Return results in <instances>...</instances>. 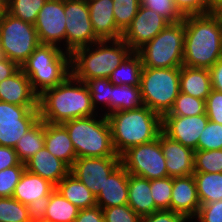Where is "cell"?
Listing matches in <instances>:
<instances>
[{
	"label": "cell",
	"mask_w": 222,
	"mask_h": 222,
	"mask_svg": "<svg viewBox=\"0 0 222 222\" xmlns=\"http://www.w3.org/2000/svg\"><path fill=\"white\" fill-rule=\"evenodd\" d=\"M39 116L44 122L62 124L65 121L98 114L92 106L85 82L70 74L61 84L39 95Z\"/></svg>",
	"instance_id": "cell-1"
},
{
	"label": "cell",
	"mask_w": 222,
	"mask_h": 222,
	"mask_svg": "<svg viewBox=\"0 0 222 222\" xmlns=\"http://www.w3.org/2000/svg\"><path fill=\"white\" fill-rule=\"evenodd\" d=\"M185 23L183 66L210 69L222 58V28L213 12L189 15Z\"/></svg>",
	"instance_id": "cell-2"
},
{
	"label": "cell",
	"mask_w": 222,
	"mask_h": 222,
	"mask_svg": "<svg viewBox=\"0 0 222 222\" xmlns=\"http://www.w3.org/2000/svg\"><path fill=\"white\" fill-rule=\"evenodd\" d=\"M111 128L112 144L118 156L129 148L148 143L162 132V117L143 105L106 116Z\"/></svg>",
	"instance_id": "cell-3"
},
{
	"label": "cell",
	"mask_w": 222,
	"mask_h": 222,
	"mask_svg": "<svg viewBox=\"0 0 222 222\" xmlns=\"http://www.w3.org/2000/svg\"><path fill=\"white\" fill-rule=\"evenodd\" d=\"M132 52L122 38L99 40L71 54V74L83 82L109 78Z\"/></svg>",
	"instance_id": "cell-4"
},
{
	"label": "cell",
	"mask_w": 222,
	"mask_h": 222,
	"mask_svg": "<svg viewBox=\"0 0 222 222\" xmlns=\"http://www.w3.org/2000/svg\"><path fill=\"white\" fill-rule=\"evenodd\" d=\"M20 68L41 95L71 74V54L55 45L40 44Z\"/></svg>",
	"instance_id": "cell-5"
},
{
	"label": "cell",
	"mask_w": 222,
	"mask_h": 222,
	"mask_svg": "<svg viewBox=\"0 0 222 222\" xmlns=\"http://www.w3.org/2000/svg\"><path fill=\"white\" fill-rule=\"evenodd\" d=\"M69 133L76 157L118 156L112 144L111 128L103 114L68 120L62 123Z\"/></svg>",
	"instance_id": "cell-6"
},
{
	"label": "cell",
	"mask_w": 222,
	"mask_h": 222,
	"mask_svg": "<svg viewBox=\"0 0 222 222\" xmlns=\"http://www.w3.org/2000/svg\"><path fill=\"white\" fill-rule=\"evenodd\" d=\"M181 67H142L140 90L143 104L163 117L180 93Z\"/></svg>",
	"instance_id": "cell-7"
},
{
	"label": "cell",
	"mask_w": 222,
	"mask_h": 222,
	"mask_svg": "<svg viewBox=\"0 0 222 222\" xmlns=\"http://www.w3.org/2000/svg\"><path fill=\"white\" fill-rule=\"evenodd\" d=\"M185 23H169L137 53L143 67L173 68L183 66Z\"/></svg>",
	"instance_id": "cell-8"
},
{
	"label": "cell",
	"mask_w": 222,
	"mask_h": 222,
	"mask_svg": "<svg viewBox=\"0 0 222 222\" xmlns=\"http://www.w3.org/2000/svg\"><path fill=\"white\" fill-rule=\"evenodd\" d=\"M40 44L34 24L5 12L0 20V47L6 58L21 67Z\"/></svg>",
	"instance_id": "cell-9"
},
{
	"label": "cell",
	"mask_w": 222,
	"mask_h": 222,
	"mask_svg": "<svg viewBox=\"0 0 222 222\" xmlns=\"http://www.w3.org/2000/svg\"><path fill=\"white\" fill-rule=\"evenodd\" d=\"M120 158L121 164L129 174L148 180L169 177L158 138L129 148Z\"/></svg>",
	"instance_id": "cell-10"
},
{
	"label": "cell",
	"mask_w": 222,
	"mask_h": 222,
	"mask_svg": "<svg viewBox=\"0 0 222 222\" xmlns=\"http://www.w3.org/2000/svg\"><path fill=\"white\" fill-rule=\"evenodd\" d=\"M64 13L66 15V52L72 54L76 49L100 40L92 28L87 0H64Z\"/></svg>",
	"instance_id": "cell-11"
},
{
	"label": "cell",
	"mask_w": 222,
	"mask_h": 222,
	"mask_svg": "<svg viewBox=\"0 0 222 222\" xmlns=\"http://www.w3.org/2000/svg\"><path fill=\"white\" fill-rule=\"evenodd\" d=\"M39 106H20L0 101V146L14 148L40 119Z\"/></svg>",
	"instance_id": "cell-12"
},
{
	"label": "cell",
	"mask_w": 222,
	"mask_h": 222,
	"mask_svg": "<svg viewBox=\"0 0 222 222\" xmlns=\"http://www.w3.org/2000/svg\"><path fill=\"white\" fill-rule=\"evenodd\" d=\"M65 22L64 0H47L34 24L40 43L55 45L65 51Z\"/></svg>",
	"instance_id": "cell-13"
},
{
	"label": "cell",
	"mask_w": 222,
	"mask_h": 222,
	"mask_svg": "<svg viewBox=\"0 0 222 222\" xmlns=\"http://www.w3.org/2000/svg\"><path fill=\"white\" fill-rule=\"evenodd\" d=\"M121 163L120 156L77 158L70 173L97 196L110 173Z\"/></svg>",
	"instance_id": "cell-14"
},
{
	"label": "cell",
	"mask_w": 222,
	"mask_h": 222,
	"mask_svg": "<svg viewBox=\"0 0 222 222\" xmlns=\"http://www.w3.org/2000/svg\"><path fill=\"white\" fill-rule=\"evenodd\" d=\"M168 24L160 14L140 4L130 26L122 34V40L133 52H137Z\"/></svg>",
	"instance_id": "cell-15"
},
{
	"label": "cell",
	"mask_w": 222,
	"mask_h": 222,
	"mask_svg": "<svg viewBox=\"0 0 222 222\" xmlns=\"http://www.w3.org/2000/svg\"><path fill=\"white\" fill-rule=\"evenodd\" d=\"M209 119L206 112L192 117L163 116L162 132L172 140L197 150L198 141Z\"/></svg>",
	"instance_id": "cell-16"
},
{
	"label": "cell",
	"mask_w": 222,
	"mask_h": 222,
	"mask_svg": "<svg viewBox=\"0 0 222 222\" xmlns=\"http://www.w3.org/2000/svg\"><path fill=\"white\" fill-rule=\"evenodd\" d=\"M168 176L185 177L194 174V150L172 140L163 132L158 135Z\"/></svg>",
	"instance_id": "cell-17"
},
{
	"label": "cell",
	"mask_w": 222,
	"mask_h": 222,
	"mask_svg": "<svg viewBox=\"0 0 222 222\" xmlns=\"http://www.w3.org/2000/svg\"><path fill=\"white\" fill-rule=\"evenodd\" d=\"M201 204L197 195V185L193 175L174 177L170 210L184 215L189 221L197 215Z\"/></svg>",
	"instance_id": "cell-18"
},
{
	"label": "cell",
	"mask_w": 222,
	"mask_h": 222,
	"mask_svg": "<svg viewBox=\"0 0 222 222\" xmlns=\"http://www.w3.org/2000/svg\"><path fill=\"white\" fill-rule=\"evenodd\" d=\"M0 101L20 106H39V95L29 78L19 68L0 83Z\"/></svg>",
	"instance_id": "cell-19"
},
{
	"label": "cell",
	"mask_w": 222,
	"mask_h": 222,
	"mask_svg": "<svg viewBox=\"0 0 222 222\" xmlns=\"http://www.w3.org/2000/svg\"><path fill=\"white\" fill-rule=\"evenodd\" d=\"M89 16L95 35L100 40L122 38L113 14V0H87Z\"/></svg>",
	"instance_id": "cell-20"
},
{
	"label": "cell",
	"mask_w": 222,
	"mask_h": 222,
	"mask_svg": "<svg viewBox=\"0 0 222 222\" xmlns=\"http://www.w3.org/2000/svg\"><path fill=\"white\" fill-rule=\"evenodd\" d=\"M96 201L101 209L128 204V172L121 163L106 179Z\"/></svg>",
	"instance_id": "cell-21"
},
{
	"label": "cell",
	"mask_w": 222,
	"mask_h": 222,
	"mask_svg": "<svg viewBox=\"0 0 222 222\" xmlns=\"http://www.w3.org/2000/svg\"><path fill=\"white\" fill-rule=\"evenodd\" d=\"M25 169L50 181L55 186L70 173V167L53 156L45 146L25 163Z\"/></svg>",
	"instance_id": "cell-22"
},
{
	"label": "cell",
	"mask_w": 222,
	"mask_h": 222,
	"mask_svg": "<svg viewBox=\"0 0 222 222\" xmlns=\"http://www.w3.org/2000/svg\"><path fill=\"white\" fill-rule=\"evenodd\" d=\"M44 146L70 168L77 159L69 133L62 124L44 122Z\"/></svg>",
	"instance_id": "cell-23"
},
{
	"label": "cell",
	"mask_w": 222,
	"mask_h": 222,
	"mask_svg": "<svg viewBox=\"0 0 222 222\" xmlns=\"http://www.w3.org/2000/svg\"><path fill=\"white\" fill-rule=\"evenodd\" d=\"M128 205L140 217L159 210L151 194V180L128 173Z\"/></svg>",
	"instance_id": "cell-24"
},
{
	"label": "cell",
	"mask_w": 222,
	"mask_h": 222,
	"mask_svg": "<svg viewBox=\"0 0 222 222\" xmlns=\"http://www.w3.org/2000/svg\"><path fill=\"white\" fill-rule=\"evenodd\" d=\"M55 185L50 181L24 170L12 197L24 205L31 204L36 199L50 196Z\"/></svg>",
	"instance_id": "cell-25"
},
{
	"label": "cell",
	"mask_w": 222,
	"mask_h": 222,
	"mask_svg": "<svg viewBox=\"0 0 222 222\" xmlns=\"http://www.w3.org/2000/svg\"><path fill=\"white\" fill-rule=\"evenodd\" d=\"M180 92L206 101L212 90L209 69L181 66Z\"/></svg>",
	"instance_id": "cell-26"
},
{
	"label": "cell",
	"mask_w": 222,
	"mask_h": 222,
	"mask_svg": "<svg viewBox=\"0 0 222 222\" xmlns=\"http://www.w3.org/2000/svg\"><path fill=\"white\" fill-rule=\"evenodd\" d=\"M55 189L80 210L97 206L96 196L71 173Z\"/></svg>",
	"instance_id": "cell-27"
},
{
	"label": "cell",
	"mask_w": 222,
	"mask_h": 222,
	"mask_svg": "<svg viewBox=\"0 0 222 222\" xmlns=\"http://www.w3.org/2000/svg\"><path fill=\"white\" fill-rule=\"evenodd\" d=\"M142 59L137 52H132L110 75L113 85L140 86Z\"/></svg>",
	"instance_id": "cell-28"
},
{
	"label": "cell",
	"mask_w": 222,
	"mask_h": 222,
	"mask_svg": "<svg viewBox=\"0 0 222 222\" xmlns=\"http://www.w3.org/2000/svg\"><path fill=\"white\" fill-rule=\"evenodd\" d=\"M44 147V121L39 119L23 135L14 147L21 163L25 164L34 154Z\"/></svg>",
	"instance_id": "cell-29"
},
{
	"label": "cell",
	"mask_w": 222,
	"mask_h": 222,
	"mask_svg": "<svg viewBox=\"0 0 222 222\" xmlns=\"http://www.w3.org/2000/svg\"><path fill=\"white\" fill-rule=\"evenodd\" d=\"M193 176L200 204L222 200V173L194 172Z\"/></svg>",
	"instance_id": "cell-30"
},
{
	"label": "cell",
	"mask_w": 222,
	"mask_h": 222,
	"mask_svg": "<svg viewBox=\"0 0 222 222\" xmlns=\"http://www.w3.org/2000/svg\"><path fill=\"white\" fill-rule=\"evenodd\" d=\"M85 84L95 111L105 116L111 114L112 83L109 78H93L87 80Z\"/></svg>",
	"instance_id": "cell-31"
},
{
	"label": "cell",
	"mask_w": 222,
	"mask_h": 222,
	"mask_svg": "<svg viewBox=\"0 0 222 222\" xmlns=\"http://www.w3.org/2000/svg\"><path fill=\"white\" fill-rule=\"evenodd\" d=\"M80 209L65 199L56 189L49 196L45 219L51 222H74Z\"/></svg>",
	"instance_id": "cell-32"
},
{
	"label": "cell",
	"mask_w": 222,
	"mask_h": 222,
	"mask_svg": "<svg viewBox=\"0 0 222 222\" xmlns=\"http://www.w3.org/2000/svg\"><path fill=\"white\" fill-rule=\"evenodd\" d=\"M143 105L140 86L112 84L111 113L136 109Z\"/></svg>",
	"instance_id": "cell-33"
},
{
	"label": "cell",
	"mask_w": 222,
	"mask_h": 222,
	"mask_svg": "<svg viewBox=\"0 0 222 222\" xmlns=\"http://www.w3.org/2000/svg\"><path fill=\"white\" fill-rule=\"evenodd\" d=\"M47 0H7V12L13 16L35 24L39 11Z\"/></svg>",
	"instance_id": "cell-34"
},
{
	"label": "cell",
	"mask_w": 222,
	"mask_h": 222,
	"mask_svg": "<svg viewBox=\"0 0 222 222\" xmlns=\"http://www.w3.org/2000/svg\"><path fill=\"white\" fill-rule=\"evenodd\" d=\"M205 111V100L180 92L173 104V107L169 113L165 114L164 116L192 117L204 114Z\"/></svg>",
	"instance_id": "cell-35"
},
{
	"label": "cell",
	"mask_w": 222,
	"mask_h": 222,
	"mask_svg": "<svg viewBox=\"0 0 222 222\" xmlns=\"http://www.w3.org/2000/svg\"><path fill=\"white\" fill-rule=\"evenodd\" d=\"M194 172L222 173V149L195 150Z\"/></svg>",
	"instance_id": "cell-36"
},
{
	"label": "cell",
	"mask_w": 222,
	"mask_h": 222,
	"mask_svg": "<svg viewBox=\"0 0 222 222\" xmlns=\"http://www.w3.org/2000/svg\"><path fill=\"white\" fill-rule=\"evenodd\" d=\"M113 14L117 28L124 33L137 14L140 0H113Z\"/></svg>",
	"instance_id": "cell-37"
},
{
	"label": "cell",
	"mask_w": 222,
	"mask_h": 222,
	"mask_svg": "<svg viewBox=\"0 0 222 222\" xmlns=\"http://www.w3.org/2000/svg\"><path fill=\"white\" fill-rule=\"evenodd\" d=\"M0 222H30L27 205L13 197H0Z\"/></svg>",
	"instance_id": "cell-38"
},
{
	"label": "cell",
	"mask_w": 222,
	"mask_h": 222,
	"mask_svg": "<svg viewBox=\"0 0 222 222\" xmlns=\"http://www.w3.org/2000/svg\"><path fill=\"white\" fill-rule=\"evenodd\" d=\"M173 178L164 177L151 180V194L159 210H170Z\"/></svg>",
	"instance_id": "cell-39"
},
{
	"label": "cell",
	"mask_w": 222,
	"mask_h": 222,
	"mask_svg": "<svg viewBox=\"0 0 222 222\" xmlns=\"http://www.w3.org/2000/svg\"><path fill=\"white\" fill-rule=\"evenodd\" d=\"M222 149V125L208 121L198 141L197 150Z\"/></svg>",
	"instance_id": "cell-40"
},
{
	"label": "cell",
	"mask_w": 222,
	"mask_h": 222,
	"mask_svg": "<svg viewBox=\"0 0 222 222\" xmlns=\"http://www.w3.org/2000/svg\"><path fill=\"white\" fill-rule=\"evenodd\" d=\"M141 4L164 17L169 23L183 20V16L175 7L173 0H140Z\"/></svg>",
	"instance_id": "cell-41"
},
{
	"label": "cell",
	"mask_w": 222,
	"mask_h": 222,
	"mask_svg": "<svg viewBox=\"0 0 222 222\" xmlns=\"http://www.w3.org/2000/svg\"><path fill=\"white\" fill-rule=\"evenodd\" d=\"M25 165H16L0 171V197H12Z\"/></svg>",
	"instance_id": "cell-42"
},
{
	"label": "cell",
	"mask_w": 222,
	"mask_h": 222,
	"mask_svg": "<svg viewBox=\"0 0 222 222\" xmlns=\"http://www.w3.org/2000/svg\"><path fill=\"white\" fill-rule=\"evenodd\" d=\"M105 222H141V217L128 205L103 208Z\"/></svg>",
	"instance_id": "cell-43"
},
{
	"label": "cell",
	"mask_w": 222,
	"mask_h": 222,
	"mask_svg": "<svg viewBox=\"0 0 222 222\" xmlns=\"http://www.w3.org/2000/svg\"><path fill=\"white\" fill-rule=\"evenodd\" d=\"M175 7L185 17L189 15L207 14L212 12L213 7L209 0H173Z\"/></svg>",
	"instance_id": "cell-44"
},
{
	"label": "cell",
	"mask_w": 222,
	"mask_h": 222,
	"mask_svg": "<svg viewBox=\"0 0 222 222\" xmlns=\"http://www.w3.org/2000/svg\"><path fill=\"white\" fill-rule=\"evenodd\" d=\"M190 222H222V200L201 204L197 215Z\"/></svg>",
	"instance_id": "cell-45"
},
{
	"label": "cell",
	"mask_w": 222,
	"mask_h": 222,
	"mask_svg": "<svg viewBox=\"0 0 222 222\" xmlns=\"http://www.w3.org/2000/svg\"><path fill=\"white\" fill-rule=\"evenodd\" d=\"M205 103L208 119L222 125V92L212 89Z\"/></svg>",
	"instance_id": "cell-46"
},
{
	"label": "cell",
	"mask_w": 222,
	"mask_h": 222,
	"mask_svg": "<svg viewBox=\"0 0 222 222\" xmlns=\"http://www.w3.org/2000/svg\"><path fill=\"white\" fill-rule=\"evenodd\" d=\"M141 222H190L184 215L172 210H158L142 216Z\"/></svg>",
	"instance_id": "cell-47"
},
{
	"label": "cell",
	"mask_w": 222,
	"mask_h": 222,
	"mask_svg": "<svg viewBox=\"0 0 222 222\" xmlns=\"http://www.w3.org/2000/svg\"><path fill=\"white\" fill-rule=\"evenodd\" d=\"M48 204H49V196L36 199L31 204H28L27 209L30 222H35L45 219V213Z\"/></svg>",
	"instance_id": "cell-48"
},
{
	"label": "cell",
	"mask_w": 222,
	"mask_h": 222,
	"mask_svg": "<svg viewBox=\"0 0 222 222\" xmlns=\"http://www.w3.org/2000/svg\"><path fill=\"white\" fill-rule=\"evenodd\" d=\"M16 165H25L20 162L14 148L0 146V171Z\"/></svg>",
	"instance_id": "cell-49"
},
{
	"label": "cell",
	"mask_w": 222,
	"mask_h": 222,
	"mask_svg": "<svg viewBox=\"0 0 222 222\" xmlns=\"http://www.w3.org/2000/svg\"><path fill=\"white\" fill-rule=\"evenodd\" d=\"M74 222H105V221L102 209L99 206H95L80 210Z\"/></svg>",
	"instance_id": "cell-50"
},
{
	"label": "cell",
	"mask_w": 222,
	"mask_h": 222,
	"mask_svg": "<svg viewBox=\"0 0 222 222\" xmlns=\"http://www.w3.org/2000/svg\"><path fill=\"white\" fill-rule=\"evenodd\" d=\"M212 89L222 92V58L217 60L214 65L209 69Z\"/></svg>",
	"instance_id": "cell-51"
},
{
	"label": "cell",
	"mask_w": 222,
	"mask_h": 222,
	"mask_svg": "<svg viewBox=\"0 0 222 222\" xmlns=\"http://www.w3.org/2000/svg\"><path fill=\"white\" fill-rule=\"evenodd\" d=\"M20 67L8 58L0 59V83L13 75Z\"/></svg>",
	"instance_id": "cell-52"
},
{
	"label": "cell",
	"mask_w": 222,
	"mask_h": 222,
	"mask_svg": "<svg viewBox=\"0 0 222 222\" xmlns=\"http://www.w3.org/2000/svg\"><path fill=\"white\" fill-rule=\"evenodd\" d=\"M212 12L218 18L220 26L222 28V3L214 7Z\"/></svg>",
	"instance_id": "cell-53"
},
{
	"label": "cell",
	"mask_w": 222,
	"mask_h": 222,
	"mask_svg": "<svg viewBox=\"0 0 222 222\" xmlns=\"http://www.w3.org/2000/svg\"><path fill=\"white\" fill-rule=\"evenodd\" d=\"M6 2L7 0H0V20L3 18L5 12L7 11Z\"/></svg>",
	"instance_id": "cell-54"
},
{
	"label": "cell",
	"mask_w": 222,
	"mask_h": 222,
	"mask_svg": "<svg viewBox=\"0 0 222 222\" xmlns=\"http://www.w3.org/2000/svg\"><path fill=\"white\" fill-rule=\"evenodd\" d=\"M222 0H209V4L214 8L217 5L221 4Z\"/></svg>",
	"instance_id": "cell-55"
},
{
	"label": "cell",
	"mask_w": 222,
	"mask_h": 222,
	"mask_svg": "<svg viewBox=\"0 0 222 222\" xmlns=\"http://www.w3.org/2000/svg\"><path fill=\"white\" fill-rule=\"evenodd\" d=\"M2 58H5V56H4L3 50L0 47V59H2Z\"/></svg>",
	"instance_id": "cell-56"
},
{
	"label": "cell",
	"mask_w": 222,
	"mask_h": 222,
	"mask_svg": "<svg viewBox=\"0 0 222 222\" xmlns=\"http://www.w3.org/2000/svg\"><path fill=\"white\" fill-rule=\"evenodd\" d=\"M35 222H51V221L46 220V219H43V220H40V221H35Z\"/></svg>",
	"instance_id": "cell-57"
}]
</instances>
